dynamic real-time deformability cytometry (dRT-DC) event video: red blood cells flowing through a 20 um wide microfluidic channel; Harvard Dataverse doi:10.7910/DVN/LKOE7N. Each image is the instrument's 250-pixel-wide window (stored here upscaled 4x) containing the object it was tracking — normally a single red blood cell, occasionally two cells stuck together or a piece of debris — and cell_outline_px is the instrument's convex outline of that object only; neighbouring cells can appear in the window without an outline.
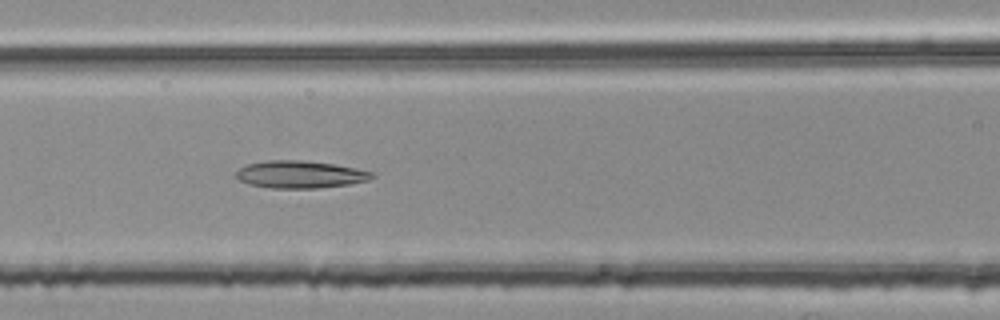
{"species": "common noctule bat (a hibernating species)", "species_latin": "Nyctalus noctula", "temperature_condition": "room temperature", "stored_images_in_passage": 19, "camera_frame_rate_fps": 3000, "um_per_image_px": 0.085, "animal": {"sex": "female", "body_mass_g": 25.1}, "frame": {"image": 1, "passage_image": 8, "time_ms": 2.333, "image_size_px": [1000, 320], "cell_outline_px": [[376, 176], [368, 180], [348, 184], [320, 188], [272, 188], [248, 184], [240, 180], [236, 176], [236, 172], [240, 168], [248, 164], [264, 160], [304, 160], [336, 164], [356, 168], [372, 172]], "centroid_in_image_um": [25.52, 14.82], "position_along_channel_um": 141.1, "area_um2": 21.73}}
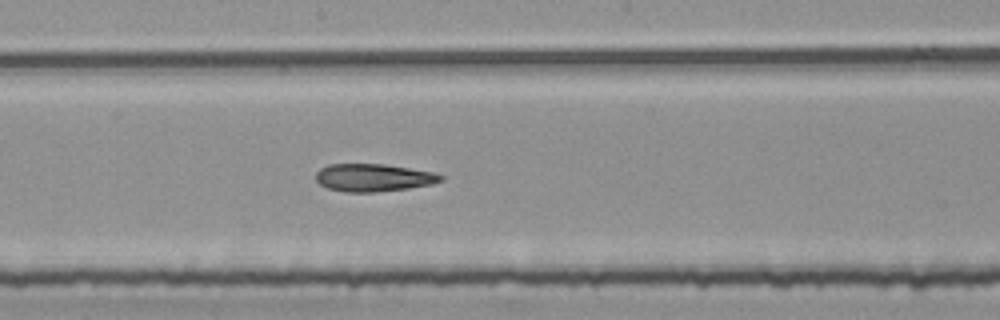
{"frame": {"image": 2, "passage_image": 14, "time_ms": 4.333, "image_size_px": [1000, 320], "cell_outline_px": [[444, 180], [432, 184], [408, 188], [376, 192], [344, 192], [328, 188], [320, 184], [316, 180], [316, 172], [320, 168], [328, 164], [384, 164], [432, 172], [444, 176]], "centroid_in_image_um": [31.72, 15.1], "position_along_channel_um": 216.5, "area_um2": 20.11}}
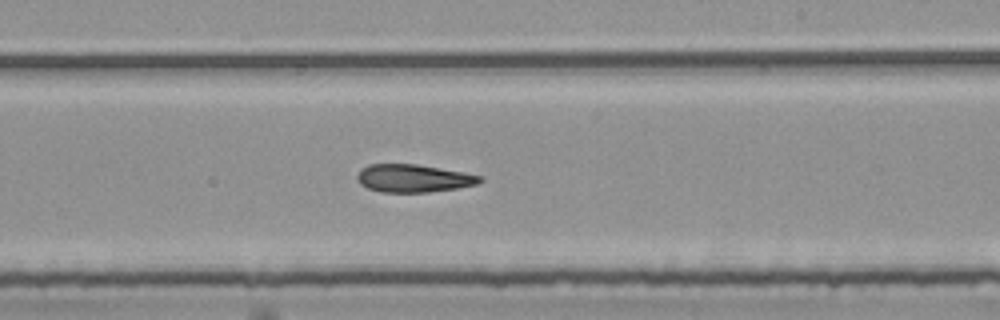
{"frame": {"image": 3, "passage_image": 17, "time_ms": 5.333, "image_size_px": [1000, 320], "cell_outline_px": [[484, 180], [476, 184], [456, 188], [428, 192], [380, 192], [368, 188], [360, 184], [356, 176], [360, 168], [368, 164], [416, 164], [464, 172], [484, 176]], "centroid_in_image_um": [35.13, 15.15], "position_along_channel_um": 253.9, "area_um2": 20.0}}